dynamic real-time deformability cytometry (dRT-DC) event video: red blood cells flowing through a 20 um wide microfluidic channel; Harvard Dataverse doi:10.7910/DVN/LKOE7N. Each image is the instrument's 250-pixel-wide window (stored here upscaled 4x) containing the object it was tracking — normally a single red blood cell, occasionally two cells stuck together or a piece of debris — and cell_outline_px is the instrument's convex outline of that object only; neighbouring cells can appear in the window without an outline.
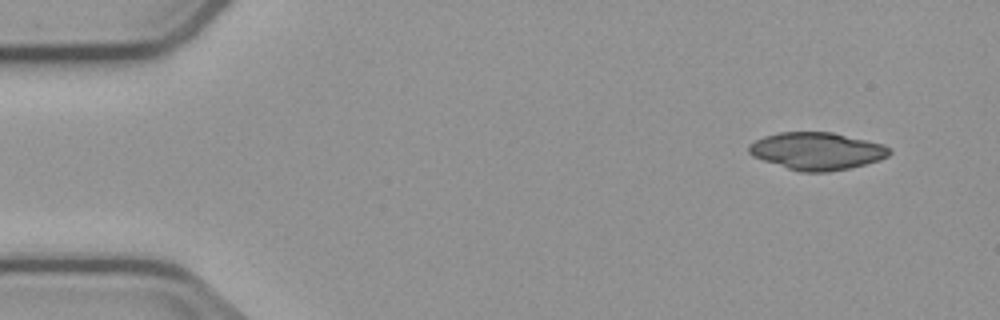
{"species": "common noctule bat (a hibernating species)", "species_latin": "Nyctalus noctula", "temperature_condition": "cold", "stored_images_in_passage": 5, "camera_frame_rate_fps": 3000, "um_per_image_px": 0.085, "animal": {"sex": "male", "body_mass_g": 23.1, "forearm_length_mm": 52.7}, "frame": {"image": 1, "passage_image": 1, "time_ms": 0.0, "image_size_px": [1000, 320], "cell_outline_px": [[892, 152], [888, 156], [880, 160], [848, 168], [828, 172], [800, 172], [752, 156], [748, 152], [748, 144], [764, 136], [780, 132], [832, 132], [884, 144], [892, 148]], "centroid_in_image_um": [69.45, 12.83], "position_along_channel_um": 15.5, "area_um2": 30.63}}